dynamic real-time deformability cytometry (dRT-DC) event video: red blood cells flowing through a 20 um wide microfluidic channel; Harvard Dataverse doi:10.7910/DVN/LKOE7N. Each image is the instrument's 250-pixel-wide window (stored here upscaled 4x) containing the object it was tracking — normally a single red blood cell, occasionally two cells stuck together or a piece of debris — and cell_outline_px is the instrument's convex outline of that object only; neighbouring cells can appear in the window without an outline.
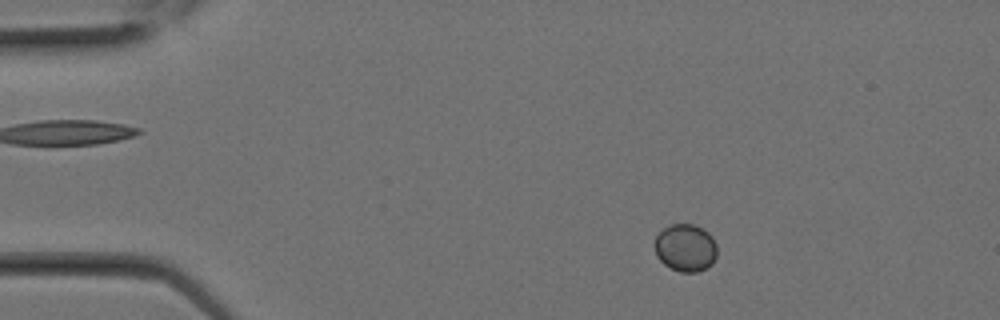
{"species": "Egyptian fruit bat (a non-hibernating species)", "species_latin": "Rousettus aegyptiacus", "temperature_condition": "room temperature", "stored_images_in_passage": 2, "camera_frame_rate_fps": 3000, "um_per_image_px": 0.085, "animal": {"sex": "female"}, "frame": {"image": 1, "passage_image": 2, "time_ms": 0.333, "image_size_px": [1000, 320], "cell_outline_px": [[716, 256], [712, 264], [696, 272], [680, 272], [664, 264], [656, 256], [656, 236], [668, 224], [692, 224], [708, 232], [712, 236], [716, 244]], "centroid_in_image_um": [58.27, 21.05], "position_along_channel_um": 26.7, "area_um2": 17.11}}